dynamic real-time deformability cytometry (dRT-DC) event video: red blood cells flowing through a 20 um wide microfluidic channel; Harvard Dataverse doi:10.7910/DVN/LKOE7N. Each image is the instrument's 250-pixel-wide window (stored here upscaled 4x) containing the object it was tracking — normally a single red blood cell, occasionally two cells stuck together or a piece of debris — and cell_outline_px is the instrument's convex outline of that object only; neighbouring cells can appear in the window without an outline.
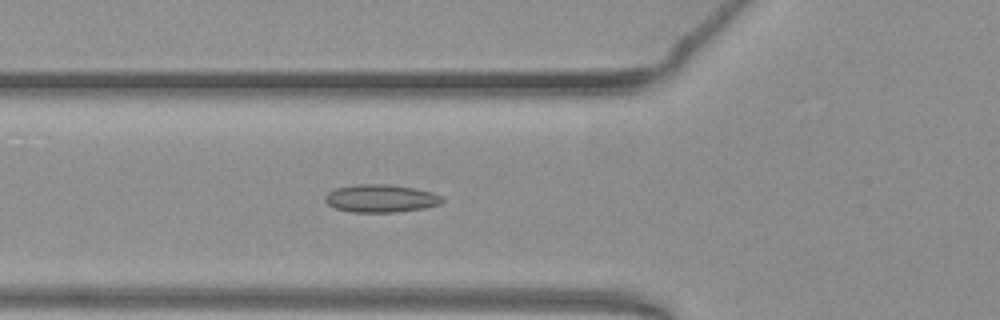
{"species": "common noctule bat (a hibernating species)", "species_latin": "Nyctalus noctula", "temperature_condition": "warm", "stored_images_in_passage": 48, "camera_frame_rate_fps": 3000, "um_per_image_px": 0.085, "animal": {"sex": "female", "body_mass_g": 19.3, "forearm_length_mm": 54.1}, "frame": {"image": 1, "passage_image": 18, "time_ms": 5.667, "image_size_px": [1000, 320], "cell_outline_px": [[444, 200], [440, 204], [424, 208], [392, 212], [348, 212], [336, 208], [328, 204], [324, 200], [324, 196], [328, 192], [336, 188], [356, 184], [388, 184], [416, 188], [432, 192], [440, 196]], "centroid_in_image_um": [32.35, 16.86], "position_along_channel_um": 93.5, "area_um2": 19.02}}
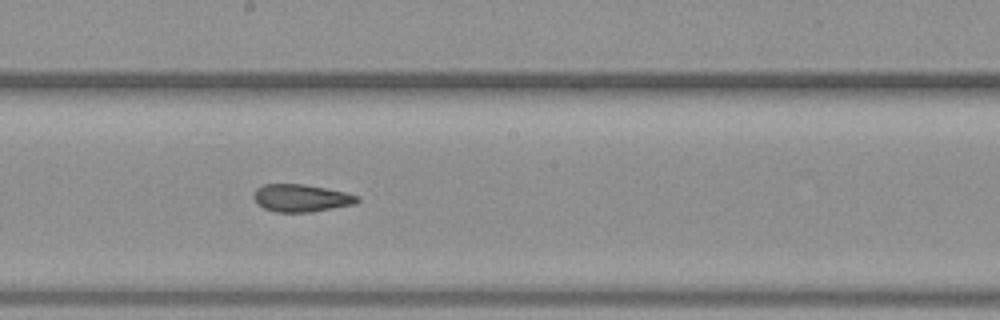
{"frame": {"image": 2, "passage_image": 28, "time_ms": 9.0, "image_size_px": [1000, 320], "cell_outline_px": [[360, 200], [356, 204], [312, 212], [276, 212], [264, 208], [256, 204], [252, 196], [256, 188], [264, 184], [304, 184], [348, 192], [360, 196]], "centroid_in_image_um": [25.62, 16.83], "position_along_channel_um": 222.6, "area_um2": 16.94}}
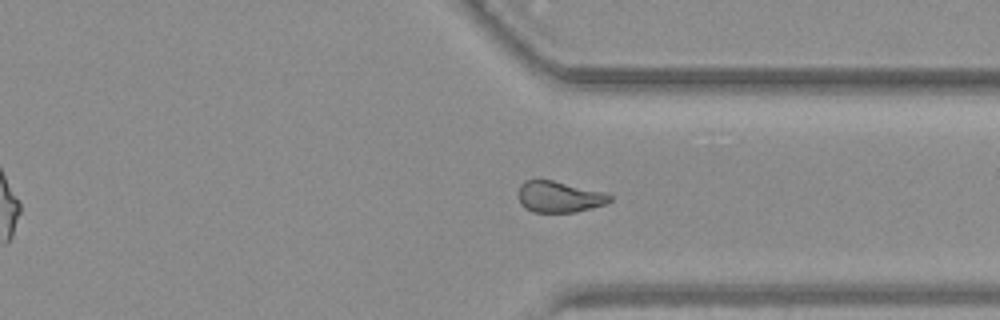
{"frame": {"image": 3, "passage_image": 39, "time_ms": 12.667, "image_size_px": [1000, 320], "cell_outline_px": [[612, 200], [604, 204], [576, 212], [532, 212], [524, 208], [520, 204], [520, 184], [524, 180], [552, 180], [604, 192], [612, 196]], "centroid_in_image_um": [47.52, 16.73], "position_along_channel_um": 363.9, "area_um2": 16.47}}